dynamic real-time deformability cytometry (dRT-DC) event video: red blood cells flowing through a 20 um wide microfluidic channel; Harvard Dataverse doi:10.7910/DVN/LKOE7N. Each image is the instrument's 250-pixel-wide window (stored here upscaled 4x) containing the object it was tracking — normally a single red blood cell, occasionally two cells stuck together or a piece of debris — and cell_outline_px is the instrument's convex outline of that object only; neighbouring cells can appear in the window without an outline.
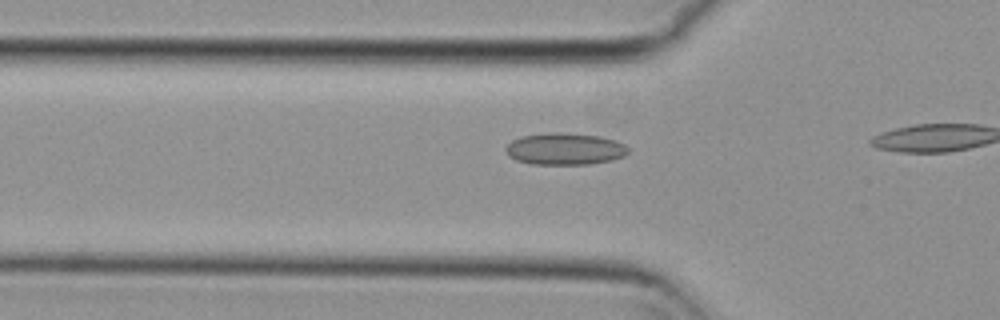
{"species": "common noctule bat (a hibernating species)", "species_latin": "Nyctalus noctula", "temperature_condition": "cold", "stored_images_in_passage": 6, "camera_frame_rate_fps": 3000, "um_per_image_px": 0.085, "animal": {"sex": "female", "body_mass_g": 29.2, "forearm_length_mm": 56.3}, "frame": {"image": 1, "passage_image": 4, "time_ms": 1.0, "image_size_px": [1000, 320], "cell_outline_px": [[628, 152], [624, 156], [612, 160], [588, 164], [532, 164], [516, 160], [508, 156], [504, 148], [512, 140], [520, 136], [552, 132], [560, 132], [600, 136], [616, 140], [624, 144], [628, 148]], "centroid_in_image_um": [48.0, 12.65], "position_along_channel_um": 77.8, "area_um2": 22.83}}